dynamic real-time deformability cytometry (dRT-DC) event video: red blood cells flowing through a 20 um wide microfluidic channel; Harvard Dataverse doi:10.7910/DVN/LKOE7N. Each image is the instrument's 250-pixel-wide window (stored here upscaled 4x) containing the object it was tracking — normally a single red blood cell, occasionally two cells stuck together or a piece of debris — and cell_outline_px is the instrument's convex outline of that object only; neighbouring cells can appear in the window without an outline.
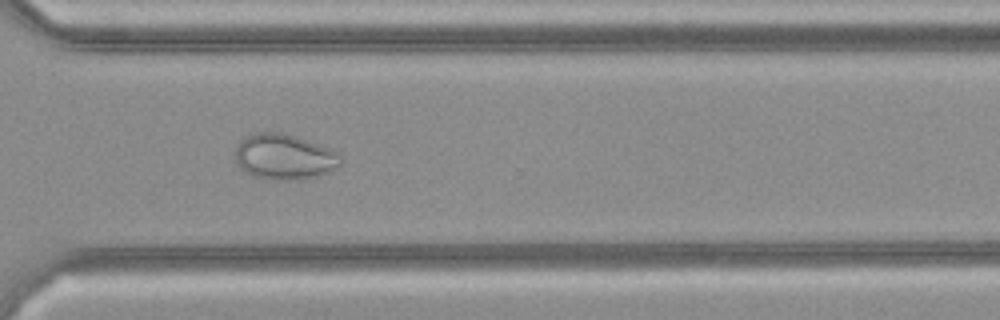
{"species": "common noctule bat (a hibernating species)", "species_latin": "Nyctalus noctula", "temperature_condition": "cold", "stored_images_in_passage": 35, "camera_frame_rate_fps": 3000, "um_per_image_px": 0.085, "animal": {"sex": "female", "body_mass_g": 21.9}, "frame": {"image": 1, "passage_image": 25, "time_ms": 8.0, "image_size_px": [1000, 320], "cell_outline_px": [[344, 160], [340, 164], [328, 172], [316, 176], [300, 180], [268, 180], [252, 176], [244, 172], [240, 168], [236, 160], [236, 144], [244, 136], [256, 132], [280, 132], [296, 136], [332, 148], [340, 152]], "centroid_in_image_um": [24.17, 13.33], "position_along_channel_um": 346.4, "area_um2": 28.61}}